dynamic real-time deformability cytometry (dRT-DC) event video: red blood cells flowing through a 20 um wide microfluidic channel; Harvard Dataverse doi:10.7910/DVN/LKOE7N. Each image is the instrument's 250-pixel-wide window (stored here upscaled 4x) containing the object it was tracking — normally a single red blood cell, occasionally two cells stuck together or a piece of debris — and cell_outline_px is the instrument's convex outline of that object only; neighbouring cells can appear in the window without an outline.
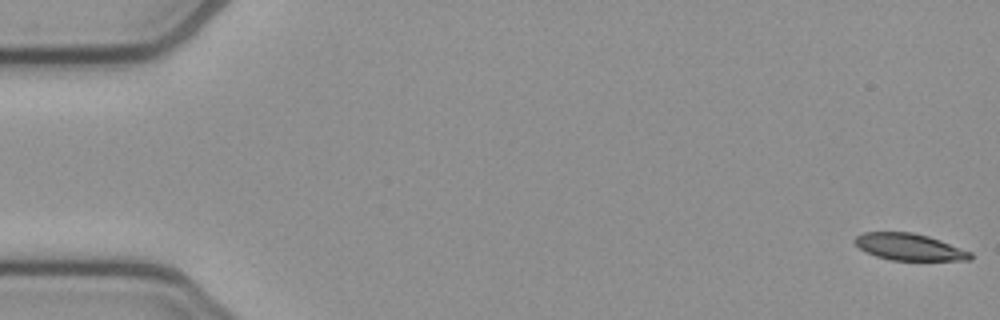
{"species": "common noctule bat (a hibernating species)", "species_latin": "Nyctalus noctula", "temperature_condition": "cold", "stored_images_in_passage": 53, "camera_frame_rate_fps": 3000, "um_per_image_px": 0.085, "animal": {"sex": "female", "body_mass_g": 21.9}, "frame": {"image": 1, "passage_image": 1, "time_ms": 0.0, "image_size_px": [1000, 320], "cell_outline_px": [[972, 260], [892, 260], [876, 256], [860, 248], [852, 240], [856, 236], [864, 232], [912, 232], [928, 236], [940, 240], [972, 252]], "centroid_in_image_um": [77.3, 20.99], "position_along_channel_um": 7.7, "area_um2": 17.92}}
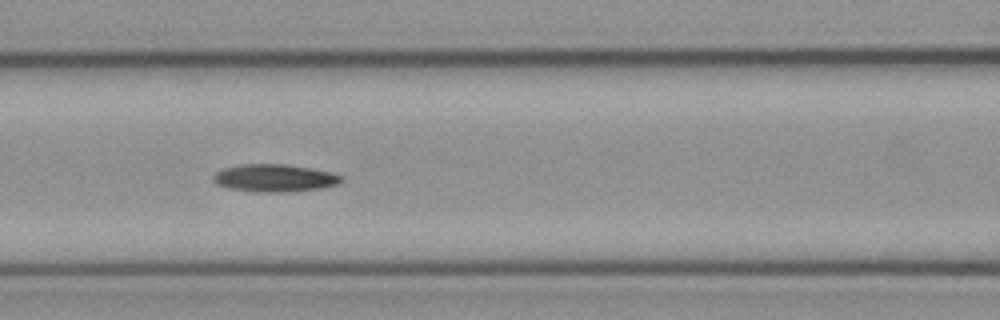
{"frame": {"image": 2, "passage_image": 23, "time_ms": 7.333, "image_size_px": [1000, 320], "cell_outline_px": [[344, 180], [340, 184], [324, 188], [288, 192], [256, 192], [228, 188], [216, 184], [212, 180], [212, 176], [216, 172], [224, 168], [240, 164], [288, 164], [312, 168], [332, 172], [344, 176]], "centroid_in_image_um": [23.39, 15.13], "position_along_channel_um": 143.2, "area_um2": 21.04}}
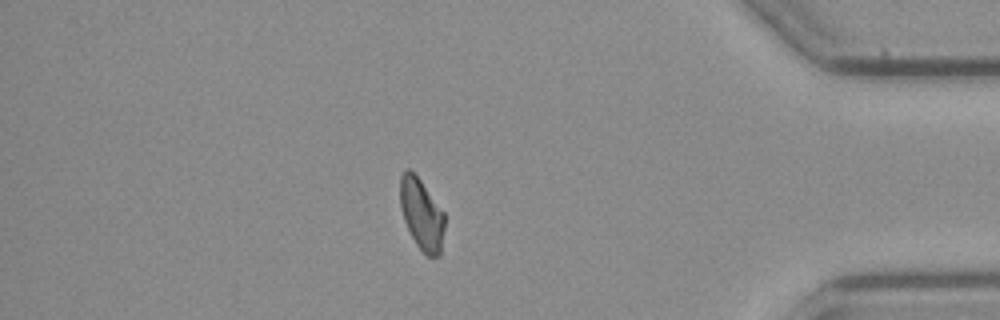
{"frame": {"image": 3, "passage_image": 46, "time_ms": 15.0, "image_size_px": [1000, 320], "cell_outline_px": [[444, 228], [440, 256], [432, 260], [416, 244], [404, 220], [400, 208], [400, 176], [404, 168], [408, 168], [420, 180], [444, 212]], "centroid_in_image_um": [35.83, 18.23], "position_along_channel_um": 399.4, "area_um2": 18.44}, "authors_computed_cell_mechanics": {"area_um2": 19.5364, "velocity_mm_per_s": 3.8462, "shape_relaxation_time_tau1_ms": 5.7512, "shape_relaxation_time_tau2_ms": null, "deformation_change_tau1": 0.1589, "deformation_change_tau2": null}}